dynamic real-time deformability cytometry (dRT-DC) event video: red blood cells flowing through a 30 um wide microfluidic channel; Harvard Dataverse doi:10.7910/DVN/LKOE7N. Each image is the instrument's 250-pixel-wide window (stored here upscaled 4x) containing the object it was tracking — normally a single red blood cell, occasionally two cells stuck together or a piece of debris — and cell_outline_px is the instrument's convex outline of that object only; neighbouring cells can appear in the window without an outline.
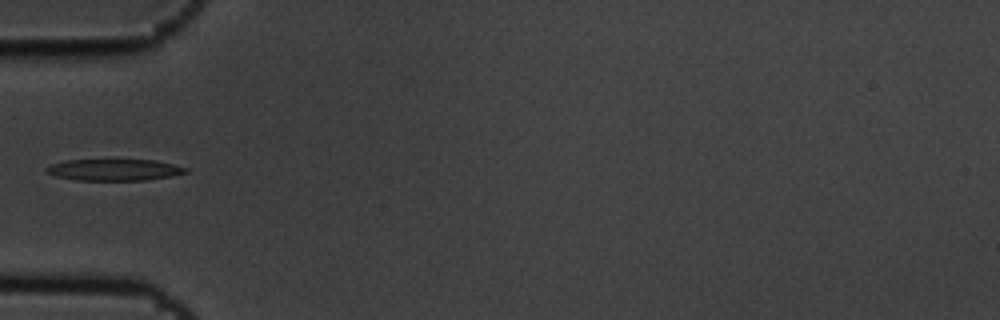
{"species": "common noctule bat (a hibernating species)", "species_latin": "Nyctalus noctula", "temperature_condition": "cold", "stored_images_in_passage": 5, "camera_frame_rate_fps": 3000, "um_per_image_px": 0.085, "animal": {"sex": "male", "body_mass_g": 19.5, "forearm_length_mm": 54.6}, "frame": {"image": 1, "passage_image": 5, "time_ms": 1.333, "image_size_px": [1000, 320], "cell_outline_px": [[188, 172], [172, 176], [148, 180], [76, 180], [56, 176], [44, 172], [44, 168], [52, 164], [64, 160], [108, 156], [156, 160], [188, 168]], "centroid_in_image_um": [9.67, 14.37], "position_along_channel_um": 75.3, "area_um2": 18.84}}